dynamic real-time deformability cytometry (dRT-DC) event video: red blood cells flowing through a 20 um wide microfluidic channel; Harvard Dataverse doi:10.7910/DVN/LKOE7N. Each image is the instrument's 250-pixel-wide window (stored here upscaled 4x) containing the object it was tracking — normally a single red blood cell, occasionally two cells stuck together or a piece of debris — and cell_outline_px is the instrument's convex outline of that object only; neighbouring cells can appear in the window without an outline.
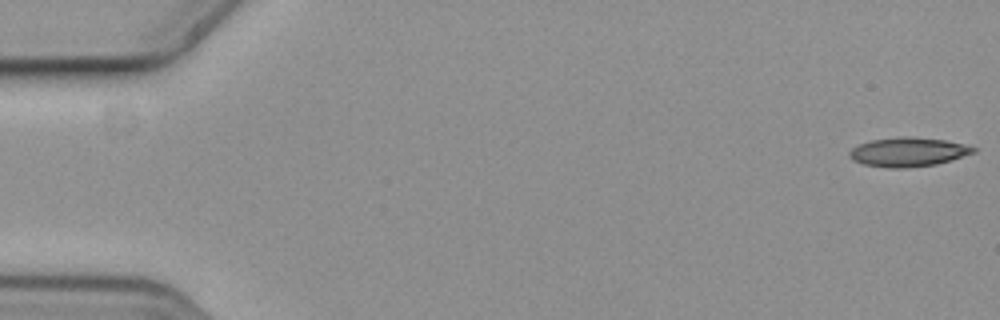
{"species": "common noctule bat (a hibernating species)", "species_latin": "Nyctalus noctula", "temperature_condition": "cold", "stored_images_in_passage": 52, "camera_frame_rate_fps": 3000, "um_per_image_px": 0.085, "animal": {"sex": "female", "body_mass_g": 19.3, "forearm_length_mm": 54.1}, "frame": {"image": 1, "passage_image": 1, "time_ms": 0.0, "image_size_px": [1000, 320], "cell_outline_px": [[976, 152], [952, 160], [936, 164], [904, 168], [888, 168], [864, 164], [852, 160], [848, 156], [848, 152], [852, 148], [860, 144], [872, 140], [900, 136], [908, 136], [944, 140], [964, 144], [976, 148]], "centroid_in_image_um": [77.18, 12.92], "position_along_channel_um": 7.8, "area_um2": 21.04}}
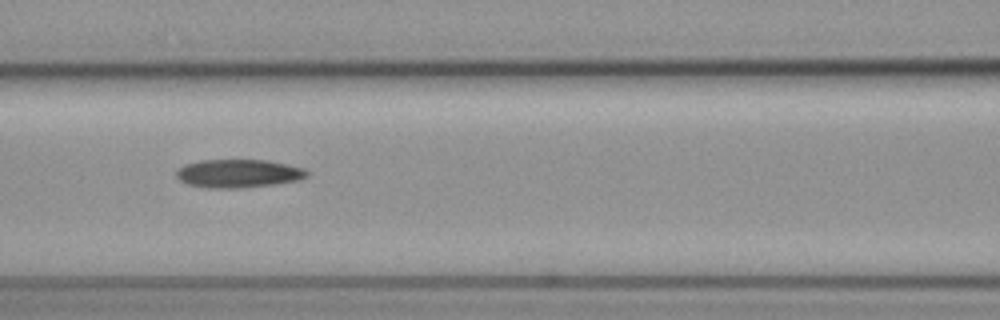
{"frame": {"image": 2, "passage_image": 25, "time_ms": 8.0, "image_size_px": [1000, 320], "cell_outline_px": [[308, 176], [300, 180], [276, 184], [240, 188], [208, 188], [188, 184], [180, 180], [176, 176], [176, 168], [184, 164], [200, 160], [268, 160], [288, 164], [304, 168], [308, 172]], "centroid_in_image_um": [20.26, 14.74], "position_along_channel_um": 146.3, "area_um2": 21.79}}
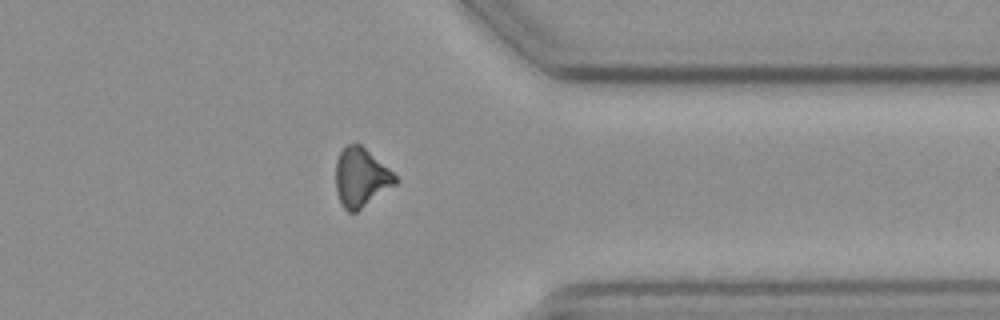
{"frame": {"image": 3, "passage_image": 45, "time_ms": 14.667, "image_size_px": [1000, 320], "cell_outline_px": [[400, 180], [396, 184], [356, 212], [348, 212], [344, 208], [336, 192], [336, 160], [340, 152], [348, 144], [356, 140], [388, 168]], "centroid_in_image_um": [30.68, 15.06], "position_along_channel_um": 380.7, "area_um2": 20.4}}